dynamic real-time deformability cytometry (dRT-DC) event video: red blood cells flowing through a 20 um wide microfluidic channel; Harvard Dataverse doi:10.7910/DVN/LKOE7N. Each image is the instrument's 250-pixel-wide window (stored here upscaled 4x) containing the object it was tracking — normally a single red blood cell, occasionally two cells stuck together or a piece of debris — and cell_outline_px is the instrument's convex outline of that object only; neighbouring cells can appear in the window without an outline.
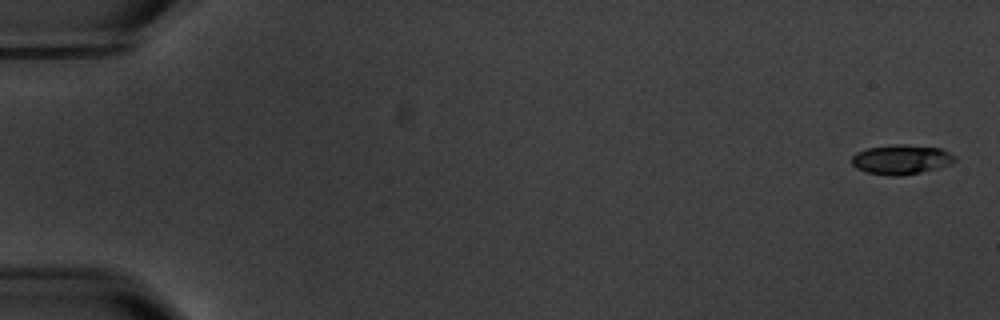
{"species": "common noctule bat (a hibernating species)", "species_latin": "Nyctalus noctula", "temperature_condition": "warm", "stored_images_in_passage": 5, "camera_frame_rate_fps": 3000, "um_per_image_px": 0.085, "animal": {"sex": "male", "body_mass_g": 20.1, "forearm_length_mm": 53.5}, "frame": {"image": 1, "passage_image": 1, "time_ms": 0.0, "image_size_px": [1000, 320], "cell_outline_px": [[956, 160], [952, 164], [920, 172], [900, 176], [888, 176], [864, 172], [856, 168], [852, 164], [852, 156], [856, 152], [868, 148], [892, 144], [904, 144], [940, 148], [956, 156]], "centroid_in_image_um": [76.58, 13.56], "position_along_channel_um": 8.4, "area_um2": 17.92}}
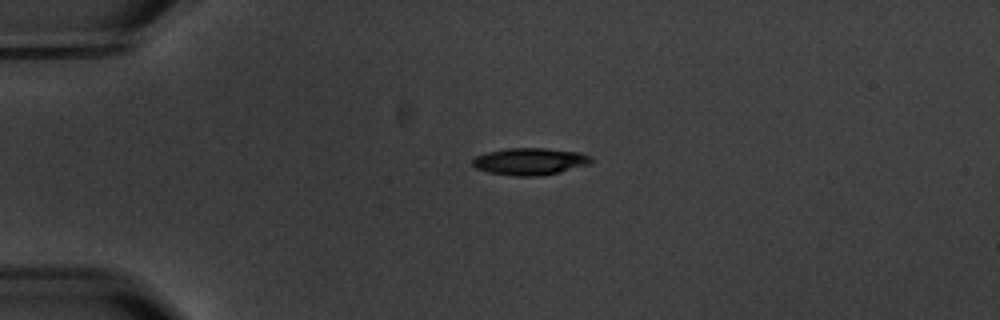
{"frame": {"image": 2, "passage_image": 4, "time_ms": 4.333, "image_size_px": [1000, 320], "cell_outline_px": [[592, 160], [588, 164], [560, 172], [540, 176], [516, 176], [488, 172], [476, 168], [472, 164], [472, 160], [476, 156], [488, 152], [508, 148], [544, 148], [580, 152], [588, 156]], "centroid_in_image_um": [45.02, 13.72], "position_along_channel_um": 40.0, "area_um2": 18.5}}